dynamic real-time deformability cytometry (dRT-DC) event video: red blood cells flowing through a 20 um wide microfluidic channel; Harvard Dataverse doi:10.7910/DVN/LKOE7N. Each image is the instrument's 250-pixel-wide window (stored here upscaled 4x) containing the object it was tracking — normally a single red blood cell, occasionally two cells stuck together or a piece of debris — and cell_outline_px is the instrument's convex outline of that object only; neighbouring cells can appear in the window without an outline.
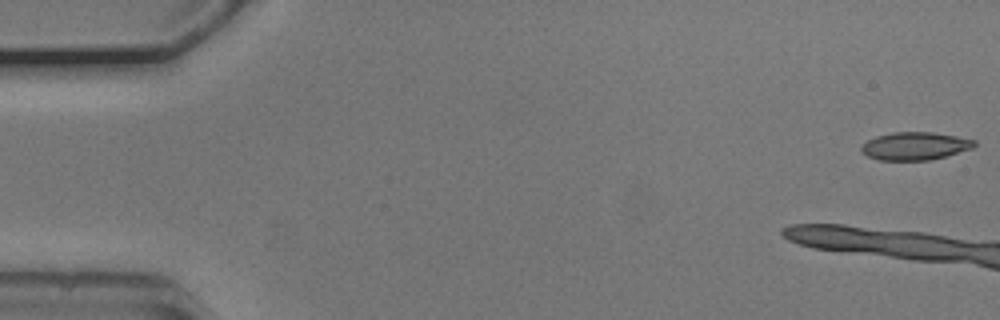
{"species": "common noctule bat (a hibernating species)", "species_latin": "Nyctalus noctula", "temperature_condition": "cold", "stored_images_in_passage": 11, "camera_frame_rate_fps": 3000, "um_per_image_px": 0.085, "animal": {"sex": "male", "body_mass_g": 20.5, "forearm_length_mm": 52.5}, "frame": {"image": 1, "passage_image": 1, "time_ms": 0.0, "image_size_px": [1000, 320], "cell_outline_px": [[976, 144], [972, 148], [944, 156], [928, 160], [880, 160], [868, 156], [860, 152], [860, 148], [868, 140], [876, 136], [892, 132], [932, 132], [956, 136], [976, 140]], "centroid_in_image_um": [77.75, 12.4], "position_along_channel_um": 7.2, "area_um2": 18.21}}